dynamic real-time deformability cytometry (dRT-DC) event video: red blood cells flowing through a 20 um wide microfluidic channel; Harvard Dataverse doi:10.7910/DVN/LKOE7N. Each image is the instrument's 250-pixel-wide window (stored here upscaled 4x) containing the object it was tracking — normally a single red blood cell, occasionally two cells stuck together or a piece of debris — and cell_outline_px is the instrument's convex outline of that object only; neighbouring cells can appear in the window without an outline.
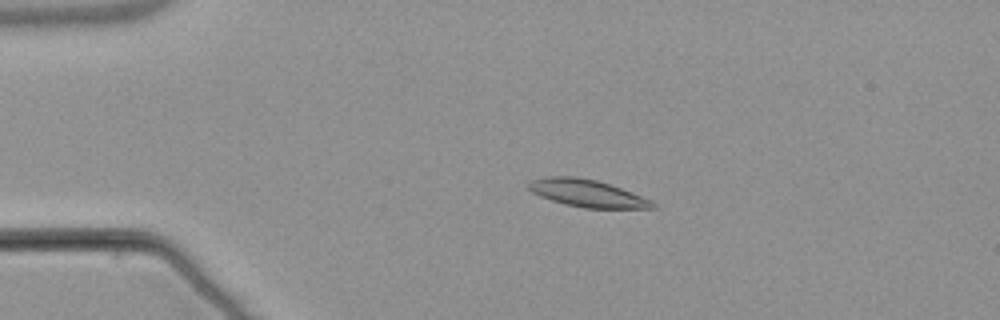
{"species": "common noctule bat (a hibernating species)", "species_latin": "Nyctalus noctula", "temperature_condition": "warm", "stored_images_in_passage": 55, "camera_frame_rate_fps": 3000, "um_per_image_px": 0.085, "animal": {"sex": "male", "body_mass_g": 21.5, "forearm_length_mm": 52.0}, "frame": {"image": 1, "passage_image": 13, "time_ms": 4.0, "image_size_px": [1000, 320], "cell_outline_px": [[656, 208], [584, 208], [564, 204], [540, 196], [532, 192], [528, 188], [528, 184], [532, 180], [548, 176], [576, 176], [596, 180], [632, 192], [652, 200], [656, 204]], "centroid_in_image_um": [49.92, 16.43], "position_along_channel_um": 35.1, "area_um2": 19.65}}
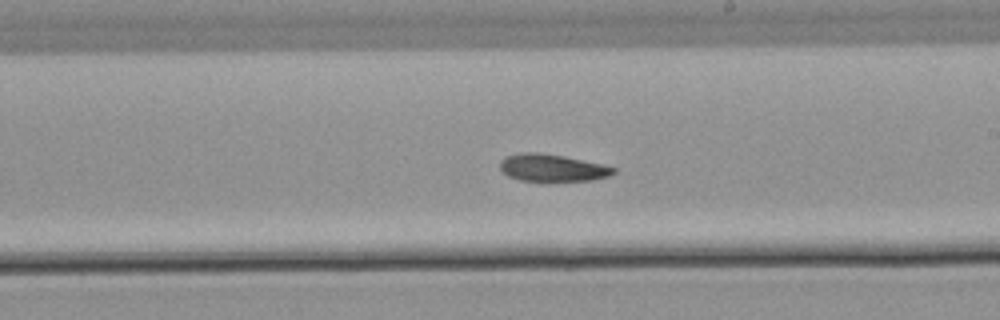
{"frame": {"image": 2, "passage_image": 33, "time_ms": 10.667, "image_size_px": [1000, 320], "cell_outline_px": [[616, 172], [608, 176], [592, 180], [548, 184], [520, 180], [508, 176], [500, 168], [500, 160], [504, 156], [524, 152], [536, 152], [560, 156], [600, 164], [616, 168]], "centroid_in_image_um": [46.9, 14.32], "position_along_channel_um": 242.1, "area_um2": 18.55}}
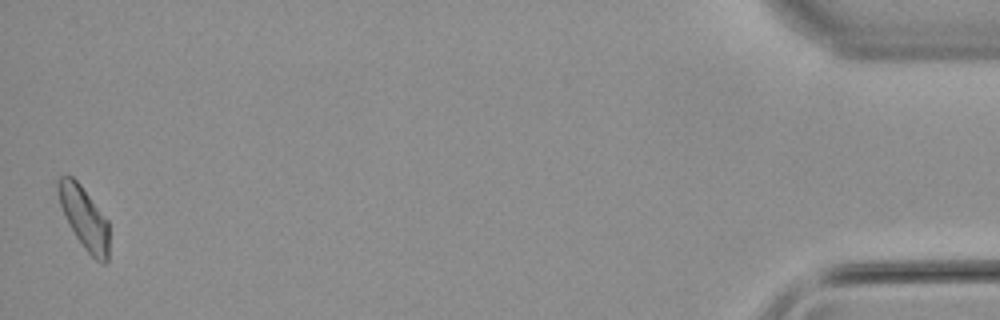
{"frame": {"image": 3, "passage_image": 55, "time_ms": 18.0, "image_size_px": [1000, 320], "cell_outline_px": [[108, 260], [104, 264], [100, 264], [84, 248], [76, 236], [60, 204], [56, 188], [56, 184], [60, 176], [72, 176], [80, 184], [108, 220]], "centroid_in_image_um": [7.17, 18.51], "position_along_channel_um": 428.0, "area_um2": 18.15}, "authors_computed_cell_mechanics": {"area_um2": 18.9006, "velocity_mm_per_s": 3.7949, "shape_relaxation_time_tau1_ms": 6.164, "shape_relaxation_time_tau2_ms": null, "deformation_change_tau1": 0.1421, "deformation_change_tau2": null}}